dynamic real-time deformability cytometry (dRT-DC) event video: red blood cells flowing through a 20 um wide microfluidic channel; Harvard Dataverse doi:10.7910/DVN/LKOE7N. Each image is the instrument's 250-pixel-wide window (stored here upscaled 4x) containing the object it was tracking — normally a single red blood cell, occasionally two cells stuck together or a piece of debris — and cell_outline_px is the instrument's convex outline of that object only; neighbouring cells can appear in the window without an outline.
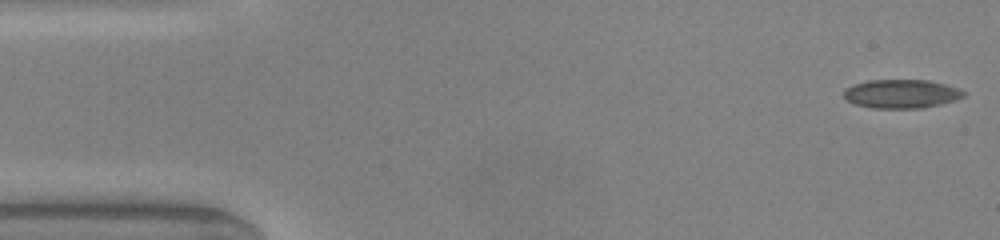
{"species": "common noctule bat (a hibernating species)", "species_latin": "Nyctalus noctula", "temperature_condition": "warm", "stored_images_in_passage": 32, "camera_frame_rate_fps": 3000, "um_per_image_px": 0.085, "animal": {"sex": "male", "body_mass_g": 20.0, "forearm_length_mm": 53.3}, "frame": {"image": 1, "passage_image": 1, "time_ms": 0.0, "image_size_px": [1000, 240], "cell_outline_px": [[964, 96], [956, 100], [940, 104], [920, 108], [872, 108], [856, 104], [848, 100], [844, 96], [844, 88], [852, 84], [868, 80], [928, 80], [944, 84], [956, 88], [964, 92]], "centroid_in_image_um": [76.58, 7.97], "position_along_channel_um": 8.4, "area_um2": 19.94}}
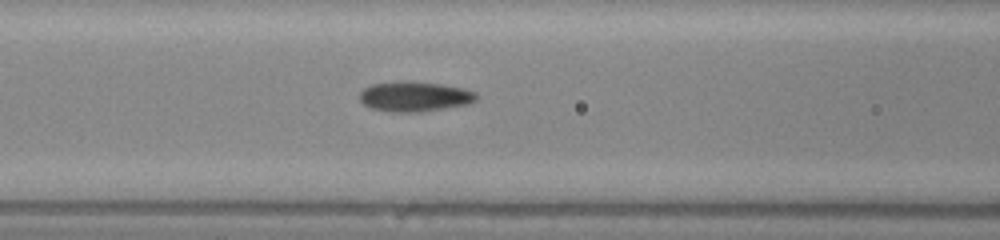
{"frame": {"image": 2, "passage_image": 19, "time_ms": 6.0, "image_size_px": [1000, 240], "cell_outline_px": [[480, 96], [476, 100], [468, 104], [420, 112], [392, 112], [372, 108], [364, 104], [360, 100], [360, 92], [364, 88], [372, 84], [396, 80], [440, 84], [464, 88], [476, 92]], "centroid_in_image_um": [35.25, 8.19], "position_along_channel_um": 131.3, "area_um2": 20.52}}
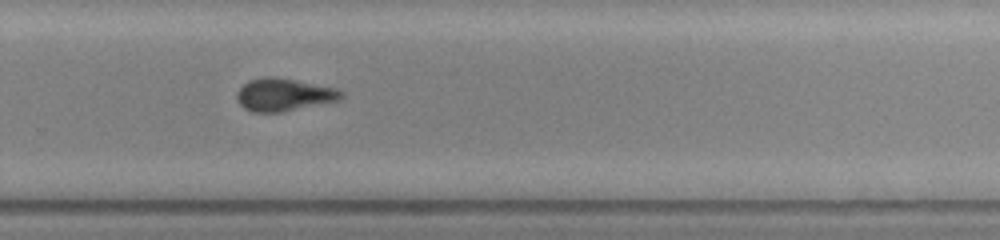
{"frame": {"image": 3, "passage_image": 32, "time_ms": 10.333, "image_size_px": [1000, 240], "cell_outline_px": [[344, 96], [340, 100], [284, 112], [252, 112], [244, 108], [240, 104], [236, 96], [236, 92], [248, 80], [264, 76], [272, 76], [296, 80], [340, 88], [344, 92]], "centroid_in_image_um": [24.16, 8.04], "position_along_channel_um": 305.6, "area_um2": 20.23}}